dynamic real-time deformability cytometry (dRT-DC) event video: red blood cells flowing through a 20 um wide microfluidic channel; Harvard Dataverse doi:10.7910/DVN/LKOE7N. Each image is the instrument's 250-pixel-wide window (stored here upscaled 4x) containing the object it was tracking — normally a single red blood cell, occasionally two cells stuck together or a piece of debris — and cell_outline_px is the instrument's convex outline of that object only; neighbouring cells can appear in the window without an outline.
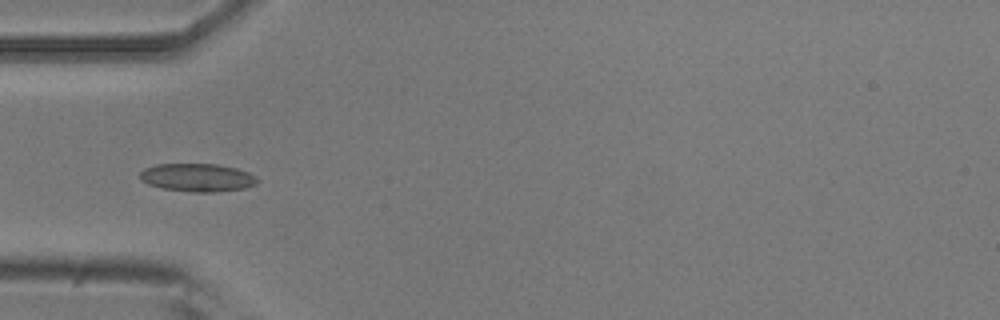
{"species": "common noctule bat (a hibernating species)", "species_latin": "Nyctalus noctula", "temperature_condition": "room temperature", "stored_images_in_passage": 9, "camera_frame_rate_fps": 3000, "um_per_image_px": 0.085, "animal": {"sex": "male", "body_mass_g": 20.5, "forearm_length_mm": 52.5}, "frame": {"image": 1, "passage_image": 4, "time_ms": 1.0, "image_size_px": [1000, 320], "cell_outline_px": [[260, 180], [256, 184], [244, 188], [212, 192], [192, 192], [160, 188], [148, 184], [140, 180], [140, 172], [144, 168], [156, 164], [216, 164], [236, 168], [248, 172], [256, 176]], "centroid_in_image_um": [16.76, 15.09], "position_along_channel_um": 68.2, "area_um2": 19.31}}
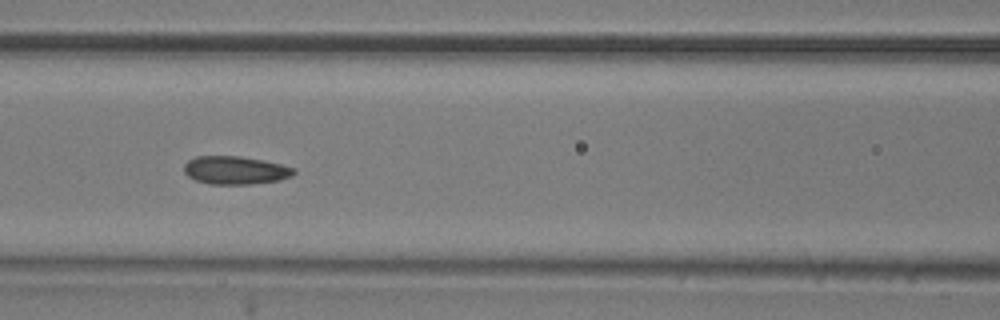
{"frame": {"image": 2, "passage_image": 6, "time_ms": 1.667, "image_size_px": [1000, 320], "cell_outline_px": [[296, 172], [292, 176], [280, 180], [252, 184], [208, 184], [196, 180], [188, 176], [184, 172], [184, 164], [188, 160], [196, 156], [240, 156], [264, 160], [296, 168]], "centroid_in_image_um": [20.01, 14.47], "position_along_channel_um": 146.6, "area_um2": 18.15}}
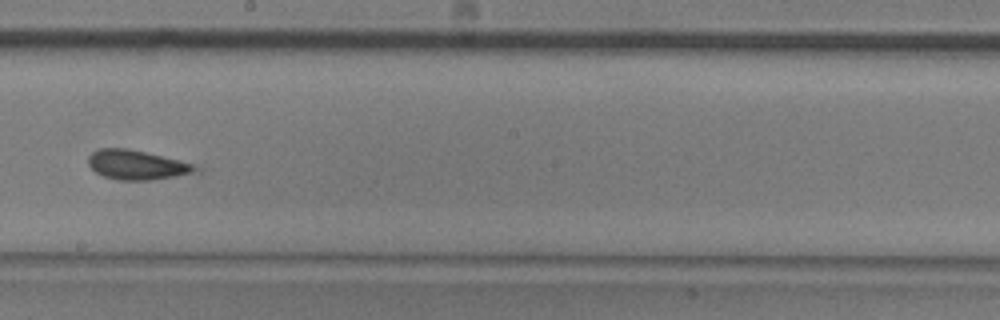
{"frame": {"image": 3, "passage_image": 8, "time_ms": 2.333, "image_size_px": [1000, 320], "cell_outline_px": [[204, 168], [200, 172], [152, 180], [116, 180], [104, 176], [96, 172], [88, 164], [88, 156], [92, 152], [100, 148], [128, 148], [192, 164]], "centroid_in_image_um": [11.64, 14.03], "position_along_channel_um": 236.6, "area_um2": 18.38}}